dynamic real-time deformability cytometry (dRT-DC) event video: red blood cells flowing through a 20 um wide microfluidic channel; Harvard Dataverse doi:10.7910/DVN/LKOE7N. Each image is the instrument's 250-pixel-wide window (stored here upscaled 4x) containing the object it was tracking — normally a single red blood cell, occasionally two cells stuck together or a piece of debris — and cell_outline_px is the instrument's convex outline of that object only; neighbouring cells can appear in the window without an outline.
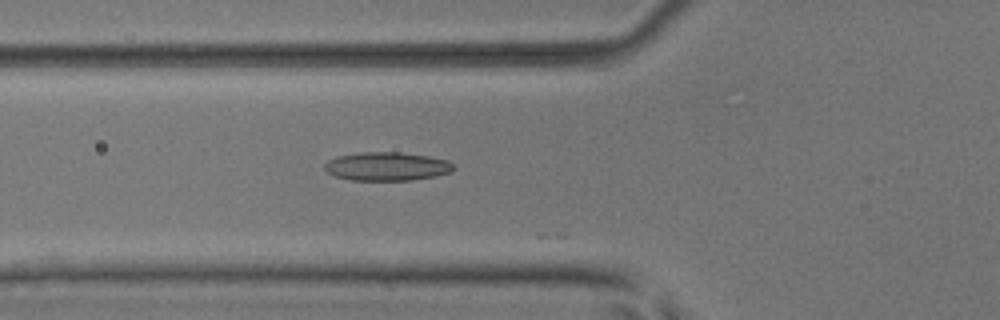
{"species": "common noctule bat (a hibernating species)", "species_latin": "Nyctalus noctula", "temperature_condition": "room temperature", "stored_images_in_passage": 32, "camera_frame_rate_fps": 3000, "um_per_image_px": 0.085, "animal": {"sex": "male", "body_mass_g": 17.9, "forearm_length_mm": 54.2}, "frame": {"image": 1, "passage_image": 19, "time_ms": 6.0, "image_size_px": [1000, 320], "cell_outline_px": [[456, 168], [452, 172], [436, 176], [412, 180], [352, 180], [336, 176], [328, 172], [324, 168], [324, 164], [328, 160], [340, 156], [360, 152], [400, 152], [428, 156], [448, 160]], "centroid_in_image_um": [32.93, 14.14], "position_along_channel_um": 92.9, "area_um2": 21.44}}
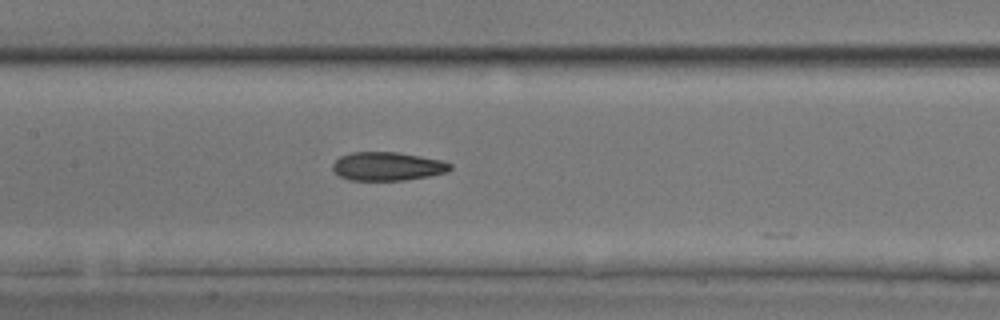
{"frame": {"image": 2, "passage_image": 25, "time_ms": 8.0, "image_size_px": [1000, 320], "cell_outline_px": [[452, 168], [448, 172], [428, 176], [404, 180], [348, 180], [340, 176], [332, 168], [332, 164], [340, 156], [352, 152], [396, 152], [444, 160], [452, 164]], "centroid_in_image_um": [32.96, 14.13], "position_along_channel_um": 174.4, "area_um2": 19.59}}
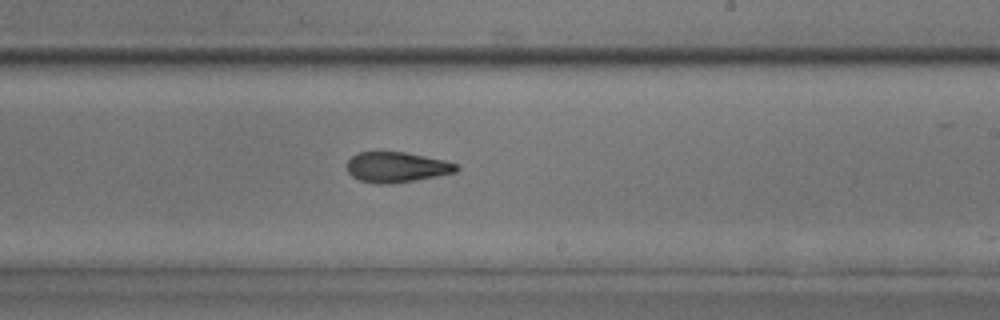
{"frame": {"image": 3, "passage_image": 31, "time_ms": 10.0, "image_size_px": [1000, 320], "cell_outline_px": [[460, 168], [456, 172], [436, 176], [392, 184], [376, 184], [360, 180], [352, 176], [348, 172], [348, 160], [356, 152], [404, 152], [444, 160], [460, 164]], "centroid_in_image_um": [33.73, 14.21], "position_along_channel_um": 255.3, "area_um2": 19.36}}